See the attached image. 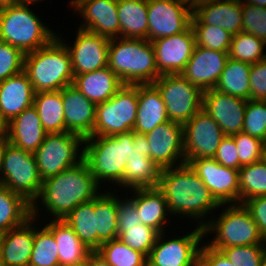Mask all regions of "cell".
Segmentation results:
<instances>
[{
    "label": "cell",
    "mask_w": 266,
    "mask_h": 266,
    "mask_svg": "<svg viewBox=\"0 0 266 266\" xmlns=\"http://www.w3.org/2000/svg\"><path fill=\"white\" fill-rule=\"evenodd\" d=\"M100 189L83 159L42 182L39 196L31 204V216L40 218L38 202L41 200L40 204L49 212V216H53V220H63L79 204L92 201Z\"/></svg>",
    "instance_id": "obj_1"
},
{
    "label": "cell",
    "mask_w": 266,
    "mask_h": 266,
    "mask_svg": "<svg viewBox=\"0 0 266 266\" xmlns=\"http://www.w3.org/2000/svg\"><path fill=\"white\" fill-rule=\"evenodd\" d=\"M158 188L165 196L171 215L193 218L199 221L197 223L200 227L209 222L205 220L208 213L224 206L215 200L208 187L187 163L162 169Z\"/></svg>",
    "instance_id": "obj_2"
},
{
    "label": "cell",
    "mask_w": 266,
    "mask_h": 266,
    "mask_svg": "<svg viewBox=\"0 0 266 266\" xmlns=\"http://www.w3.org/2000/svg\"><path fill=\"white\" fill-rule=\"evenodd\" d=\"M133 144V131L114 136L84 138L83 159L100 186L101 183L110 181L109 183H117L116 185L124 188V171L127 160H130Z\"/></svg>",
    "instance_id": "obj_3"
},
{
    "label": "cell",
    "mask_w": 266,
    "mask_h": 266,
    "mask_svg": "<svg viewBox=\"0 0 266 266\" xmlns=\"http://www.w3.org/2000/svg\"><path fill=\"white\" fill-rule=\"evenodd\" d=\"M23 71L35 93L59 91L74 81L70 52L57 36L48 45L25 54Z\"/></svg>",
    "instance_id": "obj_4"
},
{
    "label": "cell",
    "mask_w": 266,
    "mask_h": 266,
    "mask_svg": "<svg viewBox=\"0 0 266 266\" xmlns=\"http://www.w3.org/2000/svg\"><path fill=\"white\" fill-rule=\"evenodd\" d=\"M108 67L123 84L153 83L161 76L157 70L152 42L145 39H110Z\"/></svg>",
    "instance_id": "obj_5"
},
{
    "label": "cell",
    "mask_w": 266,
    "mask_h": 266,
    "mask_svg": "<svg viewBox=\"0 0 266 266\" xmlns=\"http://www.w3.org/2000/svg\"><path fill=\"white\" fill-rule=\"evenodd\" d=\"M30 4L33 3L21 2L0 8V41L24 54L48 45L57 36L30 10Z\"/></svg>",
    "instance_id": "obj_6"
},
{
    "label": "cell",
    "mask_w": 266,
    "mask_h": 266,
    "mask_svg": "<svg viewBox=\"0 0 266 266\" xmlns=\"http://www.w3.org/2000/svg\"><path fill=\"white\" fill-rule=\"evenodd\" d=\"M224 208L217 219L211 216L203 227L205 236L212 233L215 235L208 246L220 250L233 246L266 244L257 223L243 204H225Z\"/></svg>",
    "instance_id": "obj_7"
},
{
    "label": "cell",
    "mask_w": 266,
    "mask_h": 266,
    "mask_svg": "<svg viewBox=\"0 0 266 266\" xmlns=\"http://www.w3.org/2000/svg\"><path fill=\"white\" fill-rule=\"evenodd\" d=\"M138 109V84H124L108 101L96 104L91 136H114L133 131Z\"/></svg>",
    "instance_id": "obj_8"
},
{
    "label": "cell",
    "mask_w": 266,
    "mask_h": 266,
    "mask_svg": "<svg viewBox=\"0 0 266 266\" xmlns=\"http://www.w3.org/2000/svg\"><path fill=\"white\" fill-rule=\"evenodd\" d=\"M83 143L84 138L72 132L47 133L33 153L41 180L80 163L84 156Z\"/></svg>",
    "instance_id": "obj_9"
},
{
    "label": "cell",
    "mask_w": 266,
    "mask_h": 266,
    "mask_svg": "<svg viewBox=\"0 0 266 266\" xmlns=\"http://www.w3.org/2000/svg\"><path fill=\"white\" fill-rule=\"evenodd\" d=\"M42 182L34 154L7 143L2 159L1 185L32 204L39 196Z\"/></svg>",
    "instance_id": "obj_10"
},
{
    "label": "cell",
    "mask_w": 266,
    "mask_h": 266,
    "mask_svg": "<svg viewBox=\"0 0 266 266\" xmlns=\"http://www.w3.org/2000/svg\"><path fill=\"white\" fill-rule=\"evenodd\" d=\"M153 84L161 94L170 121L184 125L202 109L204 92L181 74L161 75Z\"/></svg>",
    "instance_id": "obj_11"
},
{
    "label": "cell",
    "mask_w": 266,
    "mask_h": 266,
    "mask_svg": "<svg viewBox=\"0 0 266 266\" xmlns=\"http://www.w3.org/2000/svg\"><path fill=\"white\" fill-rule=\"evenodd\" d=\"M204 237V229L200 226L179 238L175 235V238L165 240L164 232L159 233L147 257V265L195 266L198 263L200 244Z\"/></svg>",
    "instance_id": "obj_12"
},
{
    "label": "cell",
    "mask_w": 266,
    "mask_h": 266,
    "mask_svg": "<svg viewBox=\"0 0 266 266\" xmlns=\"http://www.w3.org/2000/svg\"><path fill=\"white\" fill-rule=\"evenodd\" d=\"M185 160L213 158L225 137L219 124L204 110H199L183 125Z\"/></svg>",
    "instance_id": "obj_13"
},
{
    "label": "cell",
    "mask_w": 266,
    "mask_h": 266,
    "mask_svg": "<svg viewBox=\"0 0 266 266\" xmlns=\"http://www.w3.org/2000/svg\"><path fill=\"white\" fill-rule=\"evenodd\" d=\"M192 16L193 8L180 0H148V40L186 31Z\"/></svg>",
    "instance_id": "obj_14"
},
{
    "label": "cell",
    "mask_w": 266,
    "mask_h": 266,
    "mask_svg": "<svg viewBox=\"0 0 266 266\" xmlns=\"http://www.w3.org/2000/svg\"><path fill=\"white\" fill-rule=\"evenodd\" d=\"M188 164L220 205L240 203L238 170L225 167L214 158L192 159Z\"/></svg>",
    "instance_id": "obj_15"
},
{
    "label": "cell",
    "mask_w": 266,
    "mask_h": 266,
    "mask_svg": "<svg viewBox=\"0 0 266 266\" xmlns=\"http://www.w3.org/2000/svg\"><path fill=\"white\" fill-rule=\"evenodd\" d=\"M57 37L64 41L71 55L73 74L79 75L108 66L109 40L107 37L78 28L75 42L71 46L66 44L62 36Z\"/></svg>",
    "instance_id": "obj_16"
},
{
    "label": "cell",
    "mask_w": 266,
    "mask_h": 266,
    "mask_svg": "<svg viewBox=\"0 0 266 266\" xmlns=\"http://www.w3.org/2000/svg\"><path fill=\"white\" fill-rule=\"evenodd\" d=\"M145 136L151 149V159L161 169L186 163L182 124L169 120L159 124Z\"/></svg>",
    "instance_id": "obj_17"
},
{
    "label": "cell",
    "mask_w": 266,
    "mask_h": 266,
    "mask_svg": "<svg viewBox=\"0 0 266 266\" xmlns=\"http://www.w3.org/2000/svg\"><path fill=\"white\" fill-rule=\"evenodd\" d=\"M71 8L83 16L78 28L99 34L108 39L120 37L118 0H70Z\"/></svg>",
    "instance_id": "obj_18"
},
{
    "label": "cell",
    "mask_w": 266,
    "mask_h": 266,
    "mask_svg": "<svg viewBox=\"0 0 266 266\" xmlns=\"http://www.w3.org/2000/svg\"><path fill=\"white\" fill-rule=\"evenodd\" d=\"M160 75L180 74L192 56L195 34L190 26L186 31L151 41Z\"/></svg>",
    "instance_id": "obj_19"
},
{
    "label": "cell",
    "mask_w": 266,
    "mask_h": 266,
    "mask_svg": "<svg viewBox=\"0 0 266 266\" xmlns=\"http://www.w3.org/2000/svg\"><path fill=\"white\" fill-rule=\"evenodd\" d=\"M228 58V52L195 45L191 58L180 74L203 92L214 89Z\"/></svg>",
    "instance_id": "obj_20"
},
{
    "label": "cell",
    "mask_w": 266,
    "mask_h": 266,
    "mask_svg": "<svg viewBox=\"0 0 266 266\" xmlns=\"http://www.w3.org/2000/svg\"><path fill=\"white\" fill-rule=\"evenodd\" d=\"M247 100L210 89L203 93L204 109L220 126L225 136L243 130Z\"/></svg>",
    "instance_id": "obj_21"
},
{
    "label": "cell",
    "mask_w": 266,
    "mask_h": 266,
    "mask_svg": "<svg viewBox=\"0 0 266 266\" xmlns=\"http://www.w3.org/2000/svg\"><path fill=\"white\" fill-rule=\"evenodd\" d=\"M242 22V0H209L193 8L191 25L218 26L235 35Z\"/></svg>",
    "instance_id": "obj_22"
},
{
    "label": "cell",
    "mask_w": 266,
    "mask_h": 266,
    "mask_svg": "<svg viewBox=\"0 0 266 266\" xmlns=\"http://www.w3.org/2000/svg\"><path fill=\"white\" fill-rule=\"evenodd\" d=\"M61 94L66 131L83 138L91 136L95 125L96 104L73 85L61 89Z\"/></svg>",
    "instance_id": "obj_23"
},
{
    "label": "cell",
    "mask_w": 266,
    "mask_h": 266,
    "mask_svg": "<svg viewBox=\"0 0 266 266\" xmlns=\"http://www.w3.org/2000/svg\"><path fill=\"white\" fill-rule=\"evenodd\" d=\"M46 134L33 105L6 123L5 136L8 143L29 153L38 149Z\"/></svg>",
    "instance_id": "obj_24"
},
{
    "label": "cell",
    "mask_w": 266,
    "mask_h": 266,
    "mask_svg": "<svg viewBox=\"0 0 266 266\" xmlns=\"http://www.w3.org/2000/svg\"><path fill=\"white\" fill-rule=\"evenodd\" d=\"M34 95L33 86L24 71L0 82V115L5 123L31 107Z\"/></svg>",
    "instance_id": "obj_25"
},
{
    "label": "cell",
    "mask_w": 266,
    "mask_h": 266,
    "mask_svg": "<svg viewBox=\"0 0 266 266\" xmlns=\"http://www.w3.org/2000/svg\"><path fill=\"white\" fill-rule=\"evenodd\" d=\"M34 217L0 234V252L4 266H28L34 244ZM33 224V225H32Z\"/></svg>",
    "instance_id": "obj_26"
},
{
    "label": "cell",
    "mask_w": 266,
    "mask_h": 266,
    "mask_svg": "<svg viewBox=\"0 0 266 266\" xmlns=\"http://www.w3.org/2000/svg\"><path fill=\"white\" fill-rule=\"evenodd\" d=\"M169 121L165 103L153 83L138 84V109L133 132L146 134Z\"/></svg>",
    "instance_id": "obj_27"
},
{
    "label": "cell",
    "mask_w": 266,
    "mask_h": 266,
    "mask_svg": "<svg viewBox=\"0 0 266 266\" xmlns=\"http://www.w3.org/2000/svg\"><path fill=\"white\" fill-rule=\"evenodd\" d=\"M72 85L87 99L99 104L108 101L124 84L107 66L93 72L75 75Z\"/></svg>",
    "instance_id": "obj_28"
},
{
    "label": "cell",
    "mask_w": 266,
    "mask_h": 266,
    "mask_svg": "<svg viewBox=\"0 0 266 266\" xmlns=\"http://www.w3.org/2000/svg\"><path fill=\"white\" fill-rule=\"evenodd\" d=\"M135 193L131 198L137 209L142 224L148 225L159 233H163L167 217L171 215L168 211L167 201L163 192L158 188H138L132 189Z\"/></svg>",
    "instance_id": "obj_29"
},
{
    "label": "cell",
    "mask_w": 266,
    "mask_h": 266,
    "mask_svg": "<svg viewBox=\"0 0 266 266\" xmlns=\"http://www.w3.org/2000/svg\"><path fill=\"white\" fill-rule=\"evenodd\" d=\"M57 243L60 266H79L86 262L91 250L75 234L64 220H50L45 225Z\"/></svg>",
    "instance_id": "obj_30"
},
{
    "label": "cell",
    "mask_w": 266,
    "mask_h": 266,
    "mask_svg": "<svg viewBox=\"0 0 266 266\" xmlns=\"http://www.w3.org/2000/svg\"><path fill=\"white\" fill-rule=\"evenodd\" d=\"M120 37L148 40V0H118Z\"/></svg>",
    "instance_id": "obj_31"
},
{
    "label": "cell",
    "mask_w": 266,
    "mask_h": 266,
    "mask_svg": "<svg viewBox=\"0 0 266 266\" xmlns=\"http://www.w3.org/2000/svg\"><path fill=\"white\" fill-rule=\"evenodd\" d=\"M97 249L105 242L118 238L117 197L111 192H100L94 198Z\"/></svg>",
    "instance_id": "obj_32"
},
{
    "label": "cell",
    "mask_w": 266,
    "mask_h": 266,
    "mask_svg": "<svg viewBox=\"0 0 266 266\" xmlns=\"http://www.w3.org/2000/svg\"><path fill=\"white\" fill-rule=\"evenodd\" d=\"M33 106L37 109L41 125L47 133L67 132L61 90L35 93Z\"/></svg>",
    "instance_id": "obj_33"
},
{
    "label": "cell",
    "mask_w": 266,
    "mask_h": 266,
    "mask_svg": "<svg viewBox=\"0 0 266 266\" xmlns=\"http://www.w3.org/2000/svg\"><path fill=\"white\" fill-rule=\"evenodd\" d=\"M251 64L228 58L214 89L234 97L250 99Z\"/></svg>",
    "instance_id": "obj_34"
},
{
    "label": "cell",
    "mask_w": 266,
    "mask_h": 266,
    "mask_svg": "<svg viewBox=\"0 0 266 266\" xmlns=\"http://www.w3.org/2000/svg\"><path fill=\"white\" fill-rule=\"evenodd\" d=\"M162 169L147 155L130 156L124 171V188H154L159 186Z\"/></svg>",
    "instance_id": "obj_35"
},
{
    "label": "cell",
    "mask_w": 266,
    "mask_h": 266,
    "mask_svg": "<svg viewBox=\"0 0 266 266\" xmlns=\"http://www.w3.org/2000/svg\"><path fill=\"white\" fill-rule=\"evenodd\" d=\"M31 217V203L0 184V234L22 225Z\"/></svg>",
    "instance_id": "obj_36"
},
{
    "label": "cell",
    "mask_w": 266,
    "mask_h": 266,
    "mask_svg": "<svg viewBox=\"0 0 266 266\" xmlns=\"http://www.w3.org/2000/svg\"><path fill=\"white\" fill-rule=\"evenodd\" d=\"M71 226L79 240L91 251L97 250L96 214L94 199L79 204L64 219Z\"/></svg>",
    "instance_id": "obj_37"
},
{
    "label": "cell",
    "mask_w": 266,
    "mask_h": 266,
    "mask_svg": "<svg viewBox=\"0 0 266 266\" xmlns=\"http://www.w3.org/2000/svg\"><path fill=\"white\" fill-rule=\"evenodd\" d=\"M240 203L266 196V161L264 159L242 166L239 170Z\"/></svg>",
    "instance_id": "obj_38"
},
{
    "label": "cell",
    "mask_w": 266,
    "mask_h": 266,
    "mask_svg": "<svg viewBox=\"0 0 266 266\" xmlns=\"http://www.w3.org/2000/svg\"><path fill=\"white\" fill-rule=\"evenodd\" d=\"M34 244L28 266H60L57 243L53 233L46 227L36 229Z\"/></svg>",
    "instance_id": "obj_39"
},
{
    "label": "cell",
    "mask_w": 266,
    "mask_h": 266,
    "mask_svg": "<svg viewBox=\"0 0 266 266\" xmlns=\"http://www.w3.org/2000/svg\"><path fill=\"white\" fill-rule=\"evenodd\" d=\"M96 251L111 266H147V257L119 238L103 243Z\"/></svg>",
    "instance_id": "obj_40"
},
{
    "label": "cell",
    "mask_w": 266,
    "mask_h": 266,
    "mask_svg": "<svg viewBox=\"0 0 266 266\" xmlns=\"http://www.w3.org/2000/svg\"><path fill=\"white\" fill-rule=\"evenodd\" d=\"M265 46L263 40L242 31L233 35L228 55L234 60L252 65L266 58Z\"/></svg>",
    "instance_id": "obj_41"
},
{
    "label": "cell",
    "mask_w": 266,
    "mask_h": 266,
    "mask_svg": "<svg viewBox=\"0 0 266 266\" xmlns=\"http://www.w3.org/2000/svg\"><path fill=\"white\" fill-rule=\"evenodd\" d=\"M159 232L154 228L139 223L133 227H118V238L134 250L149 256Z\"/></svg>",
    "instance_id": "obj_42"
},
{
    "label": "cell",
    "mask_w": 266,
    "mask_h": 266,
    "mask_svg": "<svg viewBox=\"0 0 266 266\" xmlns=\"http://www.w3.org/2000/svg\"><path fill=\"white\" fill-rule=\"evenodd\" d=\"M197 46L228 52L233 35L218 26L191 25Z\"/></svg>",
    "instance_id": "obj_43"
},
{
    "label": "cell",
    "mask_w": 266,
    "mask_h": 266,
    "mask_svg": "<svg viewBox=\"0 0 266 266\" xmlns=\"http://www.w3.org/2000/svg\"><path fill=\"white\" fill-rule=\"evenodd\" d=\"M243 132L266 143V103L261 100H247Z\"/></svg>",
    "instance_id": "obj_44"
},
{
    "label": "cell",
    "mask_w": 266,
    "mask_h": 266,
    "mask_svg": "<svg viewBox=\"0 0 266 266\" xmlns=\"http://www.w3.org/2000/svg\"><path fill=\"white\" fill-rule=\"evenodd\" d=\"M238 148L240 168L264 159L266 143L243 131L233 135Z\"/></svg>",
    "instance_id": "obj_45"
},
{
    "label": "cell",
    "mask_w": 266,
    "mask_h": 266,
    "mask_svg": "<svg viewBox=\"0 0 266 266\" xmlns=\"http://www.w3.org/2000/svg\"><path fill=\"white\" fill-rule=\"evenodd\" d=\"M219 251L236 266H260L266 254V244L233 246Z\"/></svg>",
    "instance_id": "obj_46"
},
{
    "label": "cell",
    "mask_w": 266,
    "mask_h": 266,
    "mask_svg": "<svg viewBox=\"0 0 266 266\" xmlns=\"http://www.w3.org/2000/svg\"><path fill=\"white\" fill-rule=\"evenodd\" d=\"M242 31L250 33L266 43V7L254 6L242 1Z\"/></svg>",
    "instance_id": "obj_47"
},
{
    "label": "cell",
    "mask_w": 266,
    "mask_h": 266,
    "mask_svg": "<svg viewBox=\"0 0 266 266\" xmlns=\"http://www.w3.org/2000/svg\"><path fill=\"white\" fill-rule=\"evenodd\" d=\"M24 56L19 48L0 41V82L23 71Z\"/></svg>",
    "instance_id": "obj_48"
},
{
    "label": "cell",
    "mask_w": 266,
    "mask_h": 266,
    "mask_svg": "<svg viewBox=\"0 0 266 266\" xmlns=\"http://www.w3.org/2000/svg\"><path fill=\"white\" fill-rule=\"evenodd\" d=\"M250 99L261 100L266 98V58L251 65Z\"/></svg>",
    "instance_id": "obj_49"
},
{
    "label": "cell",
    "mask_w": 266,
    "mask_h": 266,
    "mask_svg": "<svg viewBox=\"0 0 266 266\" xmlns=\"http://www.w3.org/2000/svg\"><path fill=\"white\" fill-rule=\"evenodd\" d=\"M213 158L225 167L240 169L238 148L233 136H225L222 139Z\"/></svg>",
    "instance_id": "obj_50"
},
{
    "label": "cell",
    "mask_w": 266,
    "mask_h": 266,
    "mask_svg": "<svg viewBox=\"0 0 266 266\" xmlns=\"http://www.w3.org/2000/svg\"><path fill=\"white\" fill-rule=\"evenodd\" d=\"M117 196V222L118 227H133L140 222L139 216L137 215V209L134 201L131 197L128 199H120Z\"/></svg>",
    "instance_id": "obj_51"
},
{
    "label": "cell",
    "mask_w": 266,
    "mask_h": 266,
    "mask_svg": "<svg viewBox=\"0 0 266 266\" xmlns=\"http://www.w3.org/2000/svg\"><path fill=\"white\" fill-rule=\"evenodd\" d=\"M243 205L257 223L259 231L266 240V196H258L246 200Z\"/></svg>",
    "instance_id": "obj_52"
},
{
    "label": "cell",
    "mask_w": 266,
    "mask_h": 266,
    "mask_svg": "<svg viewBox=\"0 0 266 266\" xmlns=\"http://www.w3.org/2000/svg\"><path fill=\"white\" fill-rule=\"evenodd\" d=\"M203 244L199 251L198 262L202 266H236L221 251Z\"/></svg>",
    "instance_id": "obj_53"
},
{
    "label": "cell",
    "mask_w": 266,
    "mask_h": 266,
    "mask_svg": "<svg viewBox=\"0 0 266 266\" xmlns=\"http://www.w3.org/2000/svg\"><path fill=\"white\" fill-rule=\"evenodd\" d=\"M135 155H147L151 158V149L145 134L134 132V144L132 145L131 156Z\"/></svg>",
    "instance_id": "obj_54"
},
{
    "label": "cell",
    "mask_w": 266,
    "mask_h": 266,
    "mask_svg": "<svg viewBox=\"0 0 266 266\" xmlns=\"http://www.w3.org/2000/svg\"><path fill=\"white\" fill-rule=\"evenodd\" d=\"M85 264L87 266H111L97 251L88 254Z\"/></svg>",
    "instance_id": "obj_55"
},
{
    "label": "cell",
    "mask_w": 266,
    "mask_h": 266,
    "mask_svg": "<svg viewBox=\"0 0 266 266\" xmlns=\"http://www.w3.org/2000/svg\"><path fill=\"white\" fill-rule=\"evenodd\" d=\"M7 143L8 140L6 136L0 137V184H1V172H2V159Z\"/></svg>",
    "instance_id": "obj_56"
},
{
    "label": "cell",
    "mask_w": 266,
    "mask_h": 266,
    "mask_svg": "<svg viewBox=\"0 0 266 266\" xmlns=\"http://www.w3.org/2000/svg\"><path fill=\"white\" fill-rule=\"evenodd\" d=\"M244 3H249L254 6L266 7V0H242Z\"/></svg>",
    "instance_id": "obj_57"
},
{
    "label": "cell",
    "mask_w": 266,
    "mask_h": 266,
    "mask_svg": "<svg viewBox=\"0 0 266 266\" xmlns=\"http://www.w3.org/2000/svg\"><path fill=\"white\" fill-rule=\"evenodd\" d=\"M21 3L20 0H0V8Z\"/></svg>",
    "instance_id": "obj_58"
},
{
    "label": "cell",
    "mask_w": 266,
    "mask_h": 266,
    "mask_svg": "<svg viewBox=\"0 0 266 266\" xmlns=\"http://www.w3.org/2000/svg\"><path fill=\"white\" fill-rule=\"evenodd\" d=\"M180 1L190 6L191 8H194L196 5L204 2L205 0H180Z\"/></svg>",
    "instance_id": "obj_59"
},
{
    "label": "cell",
    "mask_w": 266,
    "mask_h": 266,
    "mask_svg": "<svg viewBox=\"0 0 266 266\" xmlns=\"http://www.w3.org/2000/svg\"><path fill=\"white\" fill-rule=\"evenodd\" d=\"M5 135H6V123L0 115V137H4Z\"/></svg>",
    "instance_id": "obj_60"
},
{
    "label": "cell",
    "mask_w": 266,
    "mask_h": 266,
    "mask_svg": "<svg viewBox=\"0 0 266 266\" xmlns=\"http://www.w3.org/2000/svg\"><path fill=\"white\" fill-rule=\"evenodd\" d=\"M38 1H42V0H20V2L35 3V4H37Z\"/></svg>",
    "instance_id": "obj_61"
},
{
    "label": "cell",
    "mask_w": 266,
    "mask_h": 266,
    "mask_svg": "<svg viewBox=\"0 0 266 266\" xmlns=\"http://www.w3.org/2000/svg\"><path fill=\"white\" fill-rule=\"evenodd\" d=\"M260 266H266V254L264 255L261 265Z\"/></svg>",
    "instance_id": "obj_62"
},
{
    "label": "cell",
    "mask_w": 266,
    "mask_h": 266,
    "mask_svg": "<svg viewBox=\"0 0 266 266\" xmlns=\"http://www.w3.org/2000/svg\"><path fill=\"white\" fill-rule=\"evenodd\" d=\"M0 266H4V262H3V258L1 256V252H0Z\"/></svg>",
    "instance_id": "obj_63"
},
{
    "label": "cell",
    "mask_w": 266,
    "mask_h": 266,
    "mask_svg": "<svg viewBox=\"0 0 266 266\" xmlns=\"http://www.w3.org/2000/svg\"><path fill=\"white\" fill-rule=\"evenodd\" d=\"M264 160L266 161V146H265V150H264Z\"/></svg>",
    "instance_id": "obj_64"
},
{
    "label": "cell",
    "mask_w": 266,
    "mask_h": 266,
    "mask_svg": "<svg viewBox=\"0 0 266 266\" xmlns=\"http://www.w3.org/2000/svg\"><path fill=\"white\" fill-rule=\"evenodd\" d=\"M195 266H202L199 262Z\"/></svg>",
    "instance_id": "obj_65"
}]
</instances>
